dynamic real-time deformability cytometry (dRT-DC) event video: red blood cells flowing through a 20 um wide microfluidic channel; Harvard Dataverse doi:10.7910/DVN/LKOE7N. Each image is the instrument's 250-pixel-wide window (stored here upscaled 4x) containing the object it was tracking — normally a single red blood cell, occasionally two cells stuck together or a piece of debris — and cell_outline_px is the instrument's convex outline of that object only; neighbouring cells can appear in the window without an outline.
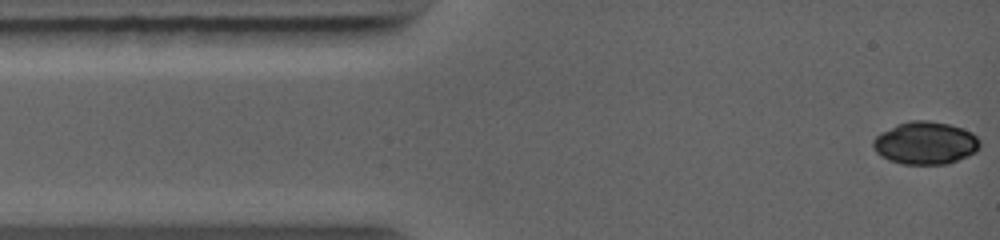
{"species": "common noctule bat (a hibernating species)", "species_latin": "Nyctalus noctula", "temperature_condition": "warm", "stored_images_in_passage": 57, "camera_frame_rate_fps": 5000, "um_per_image_px": 0.085, "animal": {"sex": "female", "body_mass_g": 19.0, "forearm_length_mm": 56.7}, "frame": {"image": 1, "passage_image": 1, "time_ms": 0.0, "image_size_px": [1000, 240], "cell_outline_px": [[980, 148], [976, 152], [968, 156], [948, 164], [904, 164], [888, 160], [880, 156], [876, 152], [872, 144], [872, 140], [880, 132], [896, 124], [912, 120], [928, 120], [948, 124], [972, 132], [980, 140]], "centroid_in_image_um": [78.65, 12.16], "position_along_channel_um": 6.4, "area_um2": 26.76}}
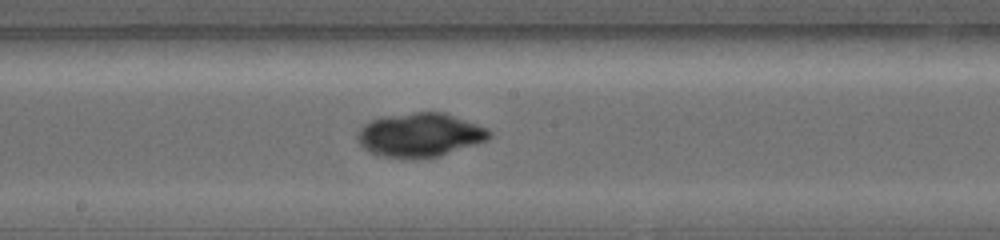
{"frame": {"image": 2, "passage_image": 32, "time_ms": 5.8, "image_size_px": [1000, 240], "cell_outline_px": [[492, 136], [488, 140], [440, 156], [384, 156], [368, 152], [356, 140], [356, 136], [360, 128], [364, 124], [372, 120], [384, 116], [416, 112], [444, 112], [488, 128], [492, 132]], "centroid_in_image_um": [35.71, 11.44], "position_along_channel_um": 212.5, "area_um2": 33.23}}
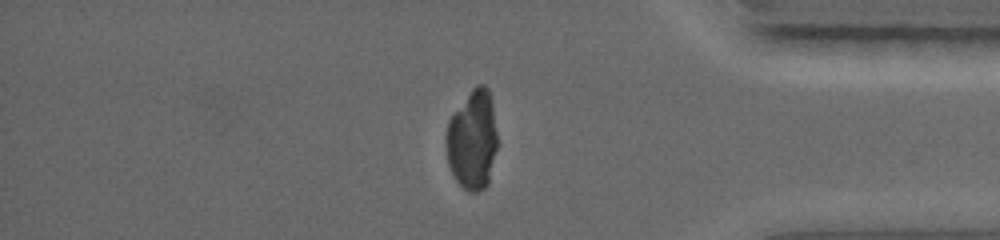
{"frame": {"image": 3, "passage_image": 56, "time_ms": 10.0, "image_size_px": [1000, 240], "cell_outline_px": [[496, 148], [488, 184], [484, 188], [476, 192], [468, 192], [456, 180], [448, 164], [444, 144], [444, 140], [448, 120], [472, 88], [476, 84], [484, 84], [488, 88], [492, 100], [496, 132]], "centroid_in_image_um": [40.13, 11.88], "position_along_channel_um": 395.1, "area_um2": 29.88}}